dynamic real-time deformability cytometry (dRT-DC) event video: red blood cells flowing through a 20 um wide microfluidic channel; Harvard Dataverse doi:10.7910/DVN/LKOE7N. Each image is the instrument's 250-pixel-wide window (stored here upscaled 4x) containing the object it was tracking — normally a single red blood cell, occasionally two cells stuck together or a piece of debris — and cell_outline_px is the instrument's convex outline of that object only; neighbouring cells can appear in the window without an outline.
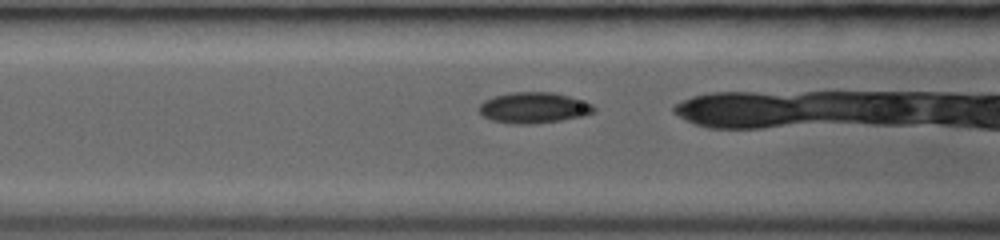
{"species": "common noctule bat (a hibernating species)", "species_latin": "Nyctalus noctula", "temperature_condition": "room temperature", "stored_images_in_passage": 25, "camera_frame_rate_fps": 3000, "um_per_image_px": 0.085, "animal": {"sex": "female", "body_mass_g": 19.0, "forearm_length_mm": 53.3}, "frame": {"image": 1, "passage_image": 4, "time_ms": 1.0, "image_size_px": [1000, 240], "cell_outline_px": [[596, 112], [584, 116], [560, 120], [532, 124], [512, 124], [492, 120], [484, 116], [480, 112], [480, 104], [484, 100], [492, 96], [508, 92], [552, 92], [568, 96], [592, 104], [596, 108]], "centroid_in_image_um": [45.37, 9.15], "position_along_channel_um": 121.2, "area_um2": 20.69}}
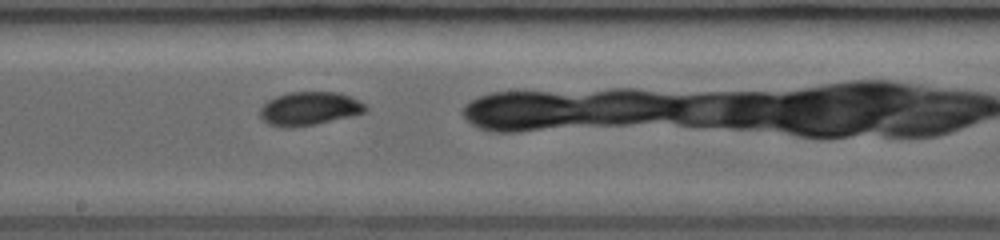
{"frame": {"image": 2, "passage_image": 11, "time_ms": 3.333, "image_size_px": [1000, 240], "cell_outline_px": [[368, 108], [364, 112], [352, 116], [316, 124], [292, 128], [284, 128], [268, 124], [260, 116], [260, 108], [268, 100], [276, 96], [288, 92], [340, 92], [364, 104]], "centroid_in_image_um": [26.26, 9.24], "position_along_channel_um": 221.9, "area_um2": 20.58}}
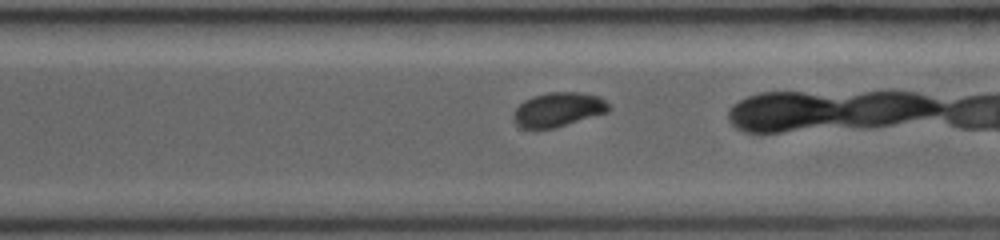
{"frame": {"image": 3, "passage_image": 17, "time_ms": 5.667, "image_size_px": [1000, 240], "cell_outline_px": [[612, 108], [608, 112], [552, 128], [520, 128], [512, 120], [512, 112], [524, 100], [532, 96], [548, 92], [580, 92], [600, 96]], "centroid_in_image_um": [47.42, 9.3], "position_along_channel_um": 323.2, "area_um2": 19.07}}